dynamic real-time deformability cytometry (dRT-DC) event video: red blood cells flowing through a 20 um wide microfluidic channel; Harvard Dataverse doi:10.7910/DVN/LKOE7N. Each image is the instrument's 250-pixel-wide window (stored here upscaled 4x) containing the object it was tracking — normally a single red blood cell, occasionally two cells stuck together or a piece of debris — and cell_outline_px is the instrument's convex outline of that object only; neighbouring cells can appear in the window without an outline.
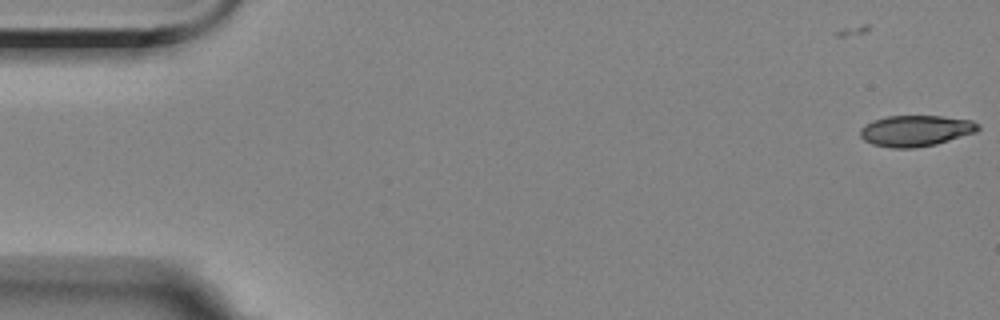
{"species": "Egyptian fruit bat (a non-hibernating species)", "species_latin": "Rousettus aegyptiacus", "temperature_condition": "room temperature", "stored_images_in_passage": 6, "camera_frame_rate_fps": 3000, "um_per_image_px": 0.085, "animal": {"sex": "female"}, "frame": {"image": 1, "passage_image": 2, "time_ms": 1.0, "image_size_px": [1000, 320], "cell_outline_px": [[980, 128], [976, 132], [936, 144], [912, 148], [892, 148], [872, 144], [864, 140], [860, 136], [860, 128], [872, 120], [888, 116], [940, 116], [972, 120], [980, 124]], "centroid_in_image_um": [77.83, 11.11], "position_along_channel_um": 7.2, "area_um2": 21.33}}
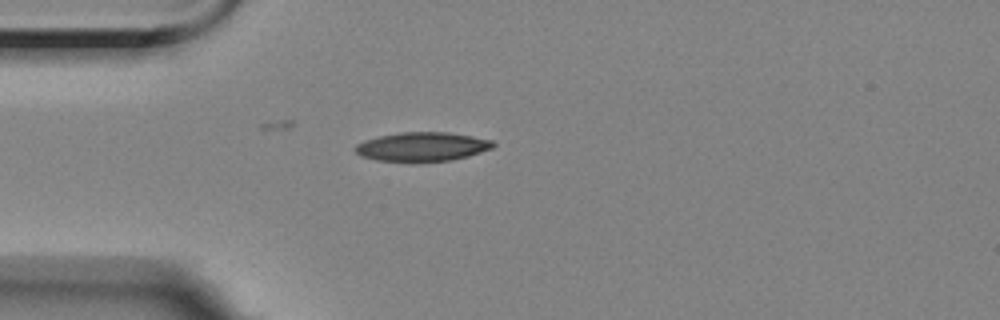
{"frame": {"image": 2, "passage_image": 6, "time_ms": 5.667, "image_size_px": [1000, 320], "cell_outline_px": [[496, 144], [492, 148], [468, 156], [452, 160], [376, 160], [360, 156], [352, 148], [356, 144], [364, 140], [380, 136], [400, 132], [448, 132], [472, 136], [492, 140]], "centroid_in_image_um": [35.87, 12.44], "position_along_channel_um": 49.1, "area_um2": 22.95}}